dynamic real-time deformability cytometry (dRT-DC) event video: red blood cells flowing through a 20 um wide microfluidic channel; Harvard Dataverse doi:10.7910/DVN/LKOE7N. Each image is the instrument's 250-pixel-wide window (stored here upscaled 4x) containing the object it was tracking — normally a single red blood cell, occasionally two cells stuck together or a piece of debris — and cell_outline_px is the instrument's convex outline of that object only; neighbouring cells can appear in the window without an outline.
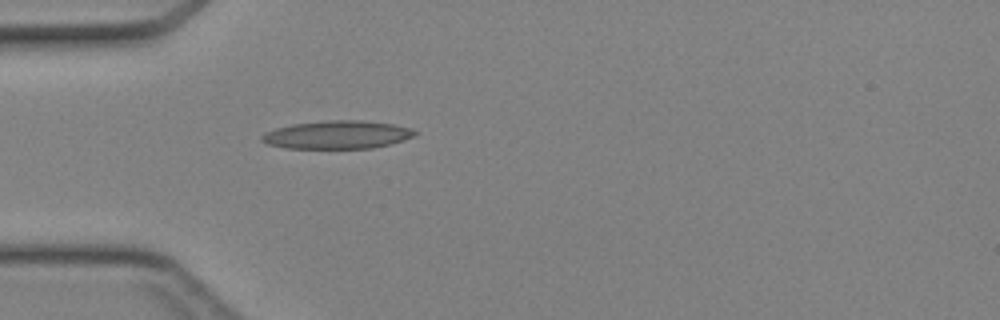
{"species": "Egyptian fruit bat (a non-hibernating species)", "species_latin": "Rousettus aegyptiacus", "temperature_condition": "cold", "stored_images_in_passage": 32, "camera_frame_rate_fps": 3000, "um_per_image_px": 0.085, "animal": {"sex": "female"}, "frame": {"image": 1, "passage_image": 1, "time_ms": 0.0, "image_size_px": [1000, 320], "cell_outline_px": [[416, 136], [392, 144], [372, 148], [284, 148], [268, 144], [260, 140], [260, 136], [276, 128], [292, 124], [328, 120], [360, 120], [392, 124], [412, 128], [416, 132]], "centroid_in_image_um": [28.69, 11.45], "position_along_channel_um": 56.3, "area_um2": 25.09}}
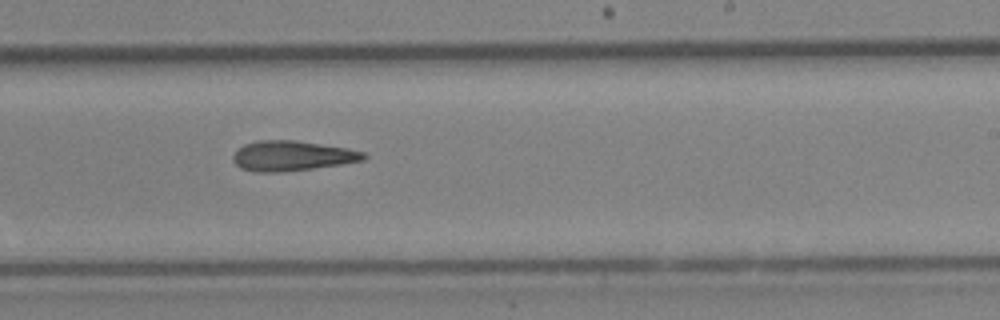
{"frame": {"image": 2, "passage_image": 15, "time_ms": 4.667, "image_size_px": [1000, 320], "cell_outline_px": [[368, 156], [364, 160], [340, 164], [312, 168], [280, 172], [252, 172], [240, 168], [232, 160], [232, 156], [244, 144], [256, 140], [296, 140], [344, 148], [364, 152]], "centroid_in_image_um": [24.78, 13.25], "position_along_channel_um": 264.2, "area_um2": 22.72}}
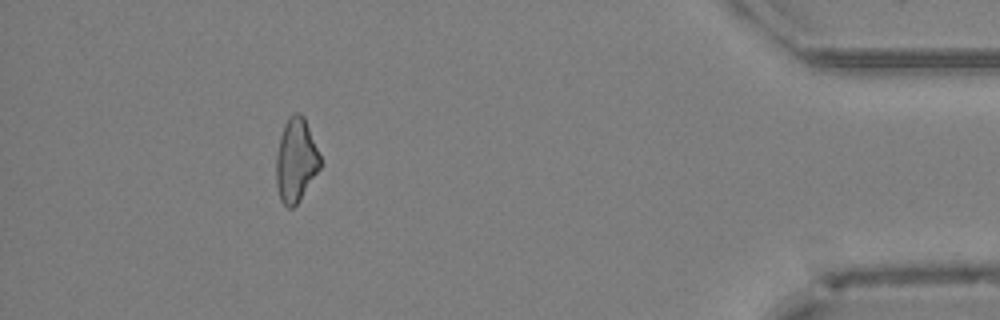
{"frame": {"image": 3, "passage_image": 28, "time_ms": 9.0, "image_size_px": [1000, 320], "cell_outline_px": [[320, 168], [300, 200], [292, 208], [288, 208], [280, 200], [276, 184], [276, 156], [280, 136], [284, 124], [288, 116], [296, 112], [300, 112], [304, 116], [320, 156]], "centroid_in_image_um": [25.13, 13.61], "position_along_channel_um": 410.1, "area_um2": 21.44}}